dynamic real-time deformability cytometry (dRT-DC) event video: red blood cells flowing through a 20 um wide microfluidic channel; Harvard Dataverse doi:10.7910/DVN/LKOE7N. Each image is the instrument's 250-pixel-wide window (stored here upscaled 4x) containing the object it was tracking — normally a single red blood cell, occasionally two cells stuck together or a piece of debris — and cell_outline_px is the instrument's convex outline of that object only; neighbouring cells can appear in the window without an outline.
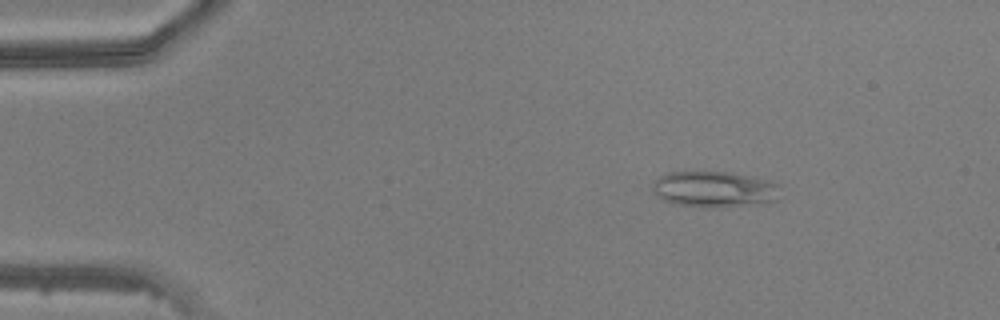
{"species": "common noctule bat (a hibernating species)", "species_latin": "Nyctalus noctula", "temperature_condition": "warm", "stored_images_in_passage": 47, "camera_frame_rate_fps": 3000, "um_per_image_px": 0.085, "animal": {"sex": "male", "body_mass_g": 20.5, "forearm_length_mm": 52.5}, "frame": {"image": 1, "passage_image": 7, "time_ms": 2.0, "image_size_px": [1000, 320], "cell_outline_px": [[780, 200], [760, 204], [720, 208], [704, 208], [676, 204], [664, 200], [652, 192], [652, 184], [660, 176], [668, 172], [704, 168], [732, 172], [768, 180], [780, 184]], "centroid_in_image_um": [60.74, 16.05], "position_along_channel_um": 24.3, "area_um2": 28.32}}
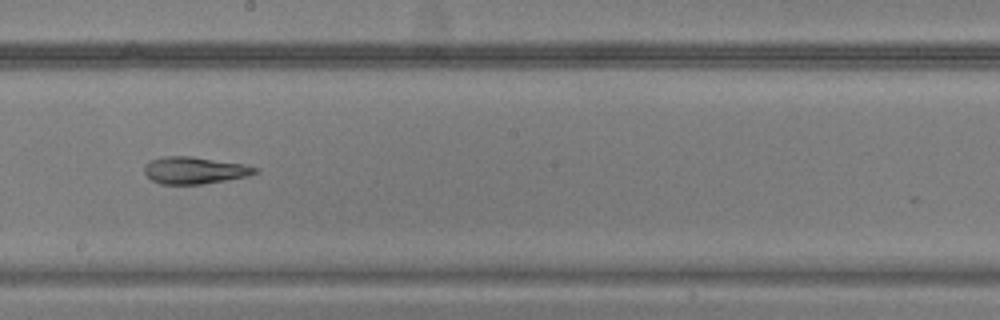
{"frame": {"image": 2, "passage_image": 27, "time_ms": 8.667, "image_size_px": [1000, 320], "cell_outline_px": [[260, 172], [248, 176], [204, 184], [160, 184], [152, 180], [144, 172], [144, 164], [152, 160], [164, 156], [192, 156], [244, 164], [260, 168]], "centroid_in_image_um": [16.57, 14.48], "position_along_channel_um": 231.6, "area_um2": 17.57}}
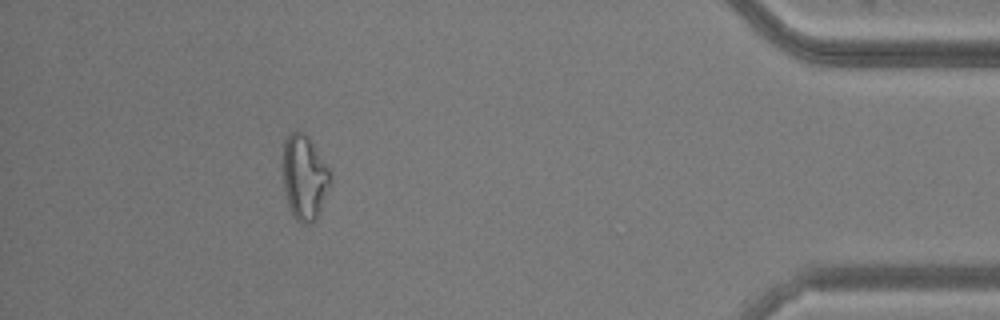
{"frame": {"image": 3, "passage_image": 43, "time_ms": 14.0, "image_size_px": [1000, 320], "cell_outline_px": [[328, 184], [316, 220], [312, 224], [300, 224], [296, 220], [288, 204], [284, 188], [284, 140], [288, 132], [304, 132], [308, 136], [328, 168]], "centroid_in_image_um": [25.83, 15.08], "position_along_channel_um": 409.4, "area_um2": 22.66}}